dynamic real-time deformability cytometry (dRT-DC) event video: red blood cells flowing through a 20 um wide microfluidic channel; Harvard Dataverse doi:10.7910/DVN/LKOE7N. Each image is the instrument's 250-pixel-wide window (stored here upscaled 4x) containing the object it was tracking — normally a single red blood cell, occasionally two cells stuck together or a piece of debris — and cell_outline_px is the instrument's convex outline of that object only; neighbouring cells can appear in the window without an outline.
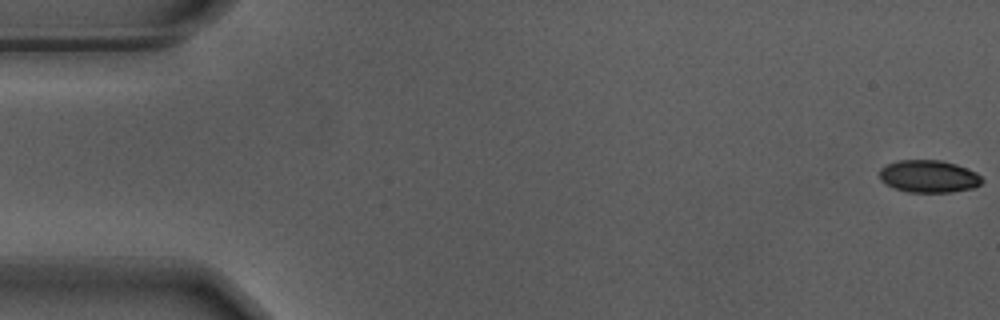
{"species": "Egyptian fruit bat (a non-hibernating species)", "species_latin": "Rousettus aegyptiacus", "temperature_condition": "warm", "stored_images_in_passage": 56, "camera_frame_rate_fps": 3000, "um_per_image_px": 0.085, "animal": {"sex": "male"}, "frame": {"image": 1, "passage_image": 1, "time_ms": 0.0, "image_size_px": [1000, 320], "cell_outline_px": [[984, 180], [980, 184], [972, 188], [952, 192], [908, 192], [896, 188], [880, 180], [880, 168], [888, 164], [900, 160], [940, 160], [956, 164], [976, 172]], "centroid_in_image_um": [78.96, 14.99], "position_along_channel_um": 6.0, "area_um2": 19.19}}
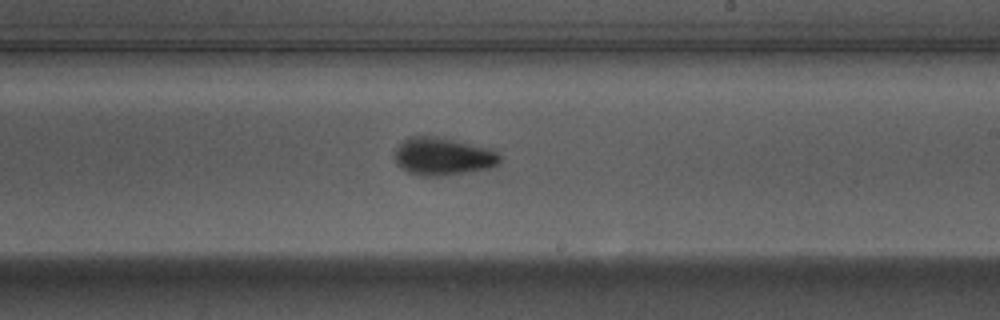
{"frame": {"image": 2, "passage_image": 33, "time_ms": 10.667, "image_size_px": [1000, 320], "cell_outline_px": [[500, 164], [488, 168], [472, 172], [440, 176], [420, 176], [408, 172], [400, 168], [396, 164], [396, 148], [408, 136], [432, 136], [492, 148], [500, 156]], "centroid_in_image_um": [37.66, 13.31], "position_along_channel_um": 251.3, "area_um2": 23.18}}
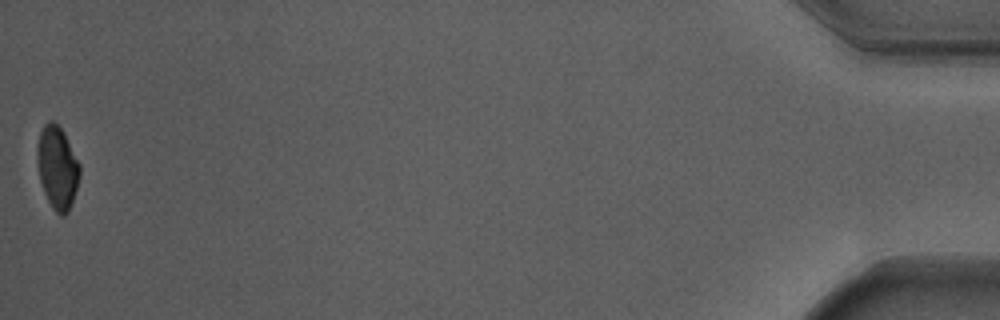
{"frame": {"image": 3, "passage_image": 56, "time_ms": 18.333, "image_size_px": [1000, 320], "cell_outline_px": [[80, 176], [68, 212], [64, 216], [60, 216], [52, 208], [44, 192], [40, 180], [36, 156], [36, 152], [40, 132], [44, 124], [48, 120], [52, 120], [64, 132], [80, 164]], "centroid_in_image_um": [4.87, 14.23], "position_along_channel_um": 430.3, "area_um2": 20.46}, "authors_computed_cell_mechanics": {"area_um2": 21.5883, "velocity_mm_per_s": 3.7005, "shape_relaxation_time_tau1_ms": 2.1249, "shape_relaxation_time_tau2_ms": null, "deformation_change_tau1": 0.1202, "deformation_change_tau2": null}}